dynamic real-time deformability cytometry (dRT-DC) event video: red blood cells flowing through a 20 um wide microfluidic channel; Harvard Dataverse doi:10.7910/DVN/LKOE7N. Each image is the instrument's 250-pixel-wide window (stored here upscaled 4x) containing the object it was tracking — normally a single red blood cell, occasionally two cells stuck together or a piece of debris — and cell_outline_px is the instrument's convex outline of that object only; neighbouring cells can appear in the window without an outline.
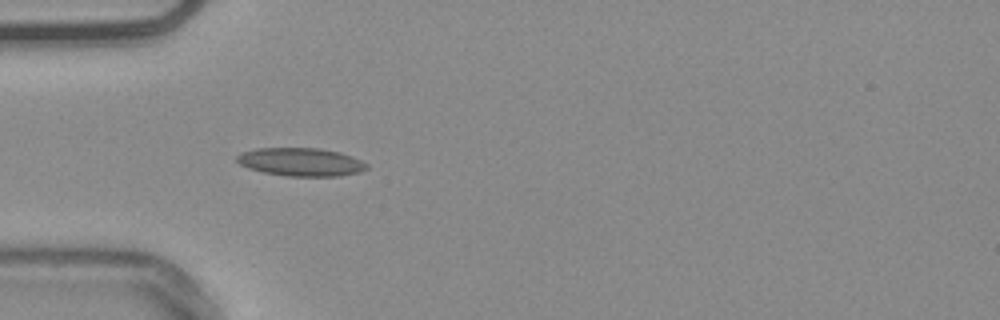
{"species": "common noctule bat (a hibernating species)", "species_latin": "Nyctalus noctula", "temperature_condition": "warm", "stored_images_in_passage": 10, "camera_frame_rate_fps": 3000, "um_per_image_px": 0.085, "animal": {"sex": "male", "body_mass_g": 20.4}, "frame": {"image": 1, "passage_image": 4, "time_ms": 1.0, "image_size_px": [1000, 320], "cell_outline_px": [[368, 168], [360, 172], [340, 176], [288, 176], [264, 172], [248, 168], [240, 164], [236, 160], [236, 156], [240, 152], [256, 148], [320, 148], [340, 152], [352, 156], [368, 164]], "centroid_in_image_um": [25.58, 13.76], "position_along_channel_um": 59.4, "area_um2": 21.44}}